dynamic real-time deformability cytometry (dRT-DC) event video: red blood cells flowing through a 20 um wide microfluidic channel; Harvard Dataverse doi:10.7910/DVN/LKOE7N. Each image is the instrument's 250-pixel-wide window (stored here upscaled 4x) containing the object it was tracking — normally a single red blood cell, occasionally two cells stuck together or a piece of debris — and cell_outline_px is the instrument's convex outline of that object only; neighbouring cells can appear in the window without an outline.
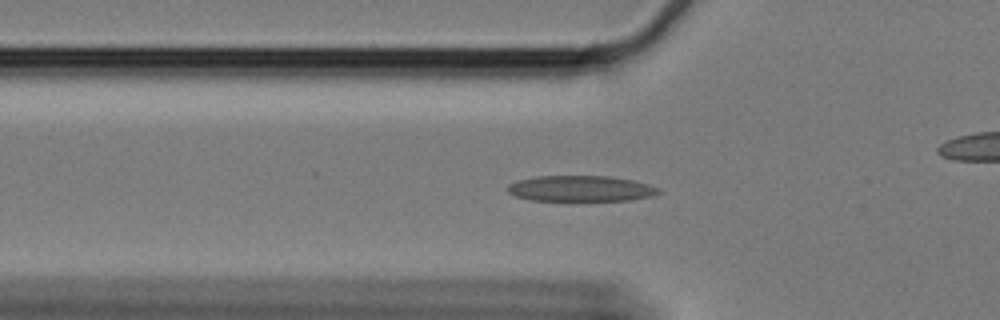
{"species": "Egyptian fruit bat (a non-hibernating species)", "species_latin": "Rousettus aegyptiacus", "temperature_condition": "cold", "stored_images_in_passage": 44, "camera_frame_rate_fps": 3000, "um_per_image_px": 0.085, "animal": {"sex": "female"}, "frame": {"image": 1, "passage_image": 3, "time_ms": 0.667, "image_size_px": [1000, 320], "cell_outline_px": [[652, 192], [640, 196], [620, 200], [540, 200], [520, 196], [512, 192], [508, 188], [516, 184], [528, 180], [552, 176], [592, 176], [620, 180], [636, 184]], "centroid_in_image_um": [49.11, 16.05], "position_along_channel_um": 76.7, "area_um2": 19.31}}
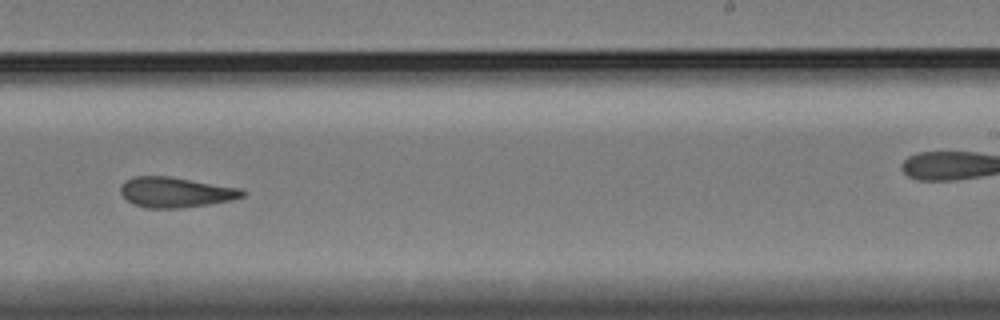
{"frame": {"image": 2, "passage_image": 21, "time_ms": 6.667, "image_size_px": [1000, 320], "cell_outline_px": [[244, 192], [240, 196], [224, 200], [196, 204], [140, 204], [128, 200], [124, 196], [124, 184], [128, 180], [144, 176], [160, 176], [184, 180], [228, 188]], "centroid_in_image_um": [14.82, 16.27], "position_along_channel_um": 274.2, "area_um2": 17.63}}
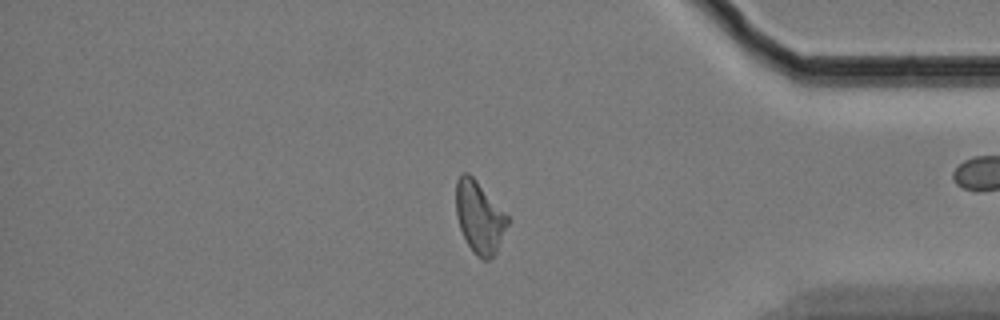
{"frame": {"image": 3, "passage_image": 34, "time_ms": 11.0, "image_size_px": [1000, 320], "cell_outline_px": [[508, 220], [488, 256], [480, 256], [468, 244], [464, 236], [456, 212], [456, 184], [460, 176], [468, 176], [508, 216]], "centroid_in_image_um": [40.67, 18.4], "position_along_channel_um": 394.5, "area_um2": 18.73}, "authors_computed_cell_mechanics": {"area_um2": 18.4671, "velocity_mm_per_s": 3.2797, "shape_relaxation_time_tau1_ms": null, "shape_relaxation_time_tau2_ms": 11.2122, "deformation_change_tau1": null, "deformation_change_tau2": 0.2079}}